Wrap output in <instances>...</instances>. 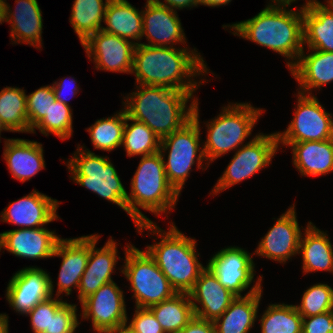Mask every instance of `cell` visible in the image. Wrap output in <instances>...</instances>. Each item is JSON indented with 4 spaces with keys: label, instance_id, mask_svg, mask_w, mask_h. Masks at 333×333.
I'll list each match as a JSON object with an SVG mask.
<instances>
[{
    "label": "cell",
    "instance_id": "obj_1",
    "mask_svg": "<svg viewBox=\"0 0 333 333\" xmlns=\"http://www.w3.org/2000/svg\"><path fill=\"white\" fill-rule=\"evenodd\" d=\"M204 62L195 48L138 44L134 48L132 74L136 84L196 91L205 81L201 78L197 82L193 77L209 73Z\"/></svg>",
    "mask_w": 333,
    "mask_h": 333
},
{
    "label": "cell",
    "instance_id": "obj_2",
    "mask_svg": "<svg viewBox=\"0 0 333 333\" xmlns=\"http://www.w3.org/2000/svg\"><path fill=\"white\" fill-rule=\"evenodd\" d=\"M251 19L232 25L233 35L250 40L262 47L269 48L288 59L290 69L304 50L303 44V7L297 11L286 9L289 5L274 0Z\"/></svg>",
    "mask_w": 333,
    "mask_h": 333
},
{
    "label": "cell",
    "instance_id": "obj_3",
    "mask_svg": "<svg viewBox=\"0 0 333 333\" xmlns=\"http://www.w3.org/2000/svg\"><path fill=\"white\" fill-rule=\"evenodd\" d=\"M137 85V91L124 98V109L130 118L146 124L160 140L192 119L198 99L193 95L196 91ZM189 99L192 102L188 107Z\"/></svg>",
    "mask_w": 333,
    "mask_h": 333
},
{
    "label": "cell",
    "instance_id": "obj_4",
    "mask_svg": "<svg viewBox=\"0 0 333 333\" xmlns=\"http://www.w3.org/2000/svg\"><path fill=\"white\" fill-rule=\"evenodd\" d=\"M136 227L139 234L149 230L151 235L159 236L161 240L154 245H147L145 251L167 277L173 289L177 293L188 294L207 267L198 260L200 253L196 252V239L185 236L174 222L167 232L154 222L138 224Z\"/></svg>",
    "mask_w": 333,
    "mask_h": 333
},
{
    "label": "cell",
    "instance_id": "obj_5",
    "mask_svg": "<svg viewBox=\"0 0 333 333\" xmlns=\"http://www.w3.org/2000/svg\"><path fill=\"white\" fill-rule=\"evenodd\" d=\"M130 185L126 213L132 218L135 226L153 222L139 207L158 217L161 213H170L177 204L179 194L168 182L163 157L159 151L141 157Z\"/></svg>",
    "mask_w": 333,
    "mask_h": 333
},
{
    "label": "cell",
    "instance_id": "obj_6",
    "mask_svg": "<svg viewBox=\"0 0 333 333\" xmlns=\"http://www.w3.org/2000/svg\"><path fill=\"white\" fill-rule=\"evenodd\" d=\"M262 113V109L253 107L250 102L222 107L220 114L206 123L207 138L202 149L207 167L215 159L241 147Z\"/></svg>",
    "mask_w": 333,
    "mask_h": 333
},
{
    "label": "cell",
    "instance_id": "obj_7",
    "mask_svg": "<svg viewBox=\"0 0 333 333\" xmlns=\"http://www.w3.org/2000/svg\"><path fill=\"white\" fill-rule=\"evenodd\" d=\"M198 105L197 99L192 119L180 129L161 139L160 142L159 152L163 157L168 182L179 195H181V190L196 161L198 169H207V167H202V163L206 159L203 149L200 148L201 133ZM166 151H168L167 161L164 158Z\"/></svg>",
    "mask_w": 333,
    "mask_h": 333
},
{
    "label": "cell",
    "instance_id": "obj_8",
    "mask_svg": "<svg viewBox=\"0 0 333 333\" xmlns=\"http://www.w3.org/2000/svg\"><path fill=\"white\" fill-rule=\"evenodd\" d=\"M77 146V152L66 164L71 173L70 179L126 212L128 193L111 160L96 155L85 146Z\"/></svg>",
    "mask_w": 333,
    "mask_h": 333
},
{
    "label": "cell",
    "instance_id": "obj_9",
    "mask_svg": "<svg viewBox=\"0 0 333 333\" xmlns=\"http://www.w3.org/2000/svg\"><path fill=\"white\" fill-rule=\"evenodd\" d=\"M121 272L130 282L136 307L149 308L171 298L177 292L145 250L126 245Z\"/></svg>",
    "mask_w": 333,
    "mask_h": 333
},
{
    "label": "cell",
    "instance_id": "obj_10",
    "mask_svg": "<svg viewBox=\"0 0 333 333\" xmlns=\"http://www.w3.org/2000/svg\"><path fill=\"white\" fill-rule=\"evenodd\" d=\"M253 137L236 150L210 195H217L270 165L279 148L277 134L259 133Z\"/></svg>",
    "mask_w": 333,
    "mask_h": 333
},
{
    "label": "cell",
    "instance_id": "obj_11",
    "mask_svg": "<svg viewBox=\"0 0 333 333\" xmlns=\"http://www.w3.org/2000/svg\"><path fill=\"white\" fill-rule=\"evenodd\" d=\"M294 117L284 132H276L278 145L331 139L332 114L325 111L317 96L298 92Z\"/></svg>",
    "mask_w": 333,
    "mask_h": 333
},
{
    "label": "cell",
    "instance_id": "obj_12",
    "mask_svg": "<svg viewBox=\"0 0 333 333\" xmlns=\"http://www.w3.org/2000/svg\"><path fill=\"white\" fill-rule=\"evenodd\" d=\"M124 291L113 281L101 286L81 302L84 319L91 320L96 333H106L128 323Z\"/></svg>",
    "mask_w": 333,
    "mask_h": 333
},
{
    "label": "cell",
    "instance_id": "obj_13",
    "mask_svg": "<svg viewBox=\"0 0 333 333\" xmlns=\"http://www.w3.org/2000/svg\"><path fill=\"white\" fill-rule=\"evenodd\" d=\"M207 268L216 276L219 283L236 296L247 290L251 283H261L263 276H256L251 254L240 247H226L208 260Z\"/></svg>",
    "mask_w": 333,
    "mask_h": 333
},
{
    "label": "cell",
    "instance_id": "obj_14",
    "mask_svg": "<svg viewBox=\"0 0 333 333\" xmlns=\"http://www.w3.org/2000/svg\"><path fill=\"white\" fill-rule=\"evenodd\" d=\"M53 285L49 273L36 266H29L13 274L5 297L13 310L24 315L54 295Z\"/></svg>",
    "mask_w": 333,
    "mask_h": 333
},
{
    "label": "cell",
    "instance_id": "obj_15",
    "mask_svg": "<svg viewBox=\"0 0 333 333\" xmlns=\"http://www.w3.org/2000/svg\"><path fill=\"white\" fill-rule=\"evenodd\" d=\"M81 45L97 70L132 73L135 48L132 41L99 30Z\"/></svg>",
    "mask_w": 333,
    "mask_h": 333
},
{
    "label": "cell",
    "instance_id": "obj_16",
    "mask_svg": "<svg viewBox=\"0 0 333 333\" xmlns=\"http://www.w3.org/2000/svg\"><path fill=\"white\" fill-rule=\"evenodd\" d=\"M277 218L272 228L259 241L254 254L279 263H286L292 256L299 254L302 236L298 224L295 204Z\"/></svg>",
    "mask_w": 333,
    "mask_h": 333
},
{
    "label": "cell",
    "instance_id": "obj_17",
    "mask_svg": "<svg viewBox=\"0 0 333 333\" xmlns=\"http://www.w3.org/2000/svg\"><path fill=\"white\" fill-rule=\"evenodd\" d=\"M61 202L56 199L33 191L13 202L2 211V222L18 225L20 229L41 228L58 219L57 210Z\"/></svg>",
    "mask_w": 333,
    "mask_h": 333
},
{
    "label": "cell",
    "instance_id": "obj_18",
    "mask_svg": "<svg viewBox=\"0 0 333 333\" xmlns=\"http://www.w3.org/2000/svg\"><path fill=\"white\" fill-rule=\"evenodd\" d=\"M142 21V37L146 38L148 44H140L175 47L177 43L184 45L187 42L177 11L155 0H147L142 10Z\"/></svg>",
    "mask_w": 333,
    "mask_h": 333
},
{
    "label": "cell",
    "instance_id": "obj_19",
    "mask_svg": "<svg viewBox=\"0 0 333 333\" xmlns=\"http://www.w3.org/2000/svg\"><path fill=\"white\" fill-rule=\"evenodd\" d=\"M100 235H90V255L86 269L78 286V299L81 303L89 295L95 293L101 286L113 282L112 273L118 259L117 243L110 237L103 247H96Z\"/></svg>",
    "mask_w": 333,
    "mask_h": 333
},
{
    "label": "cell",
    "instance_id": "obj_20",
    "mask_svg": "<svg viewBox=\"0 0 333 333\" xmlns=\"http://www.w3.org/2000/svg\"><path fill=\"white\" fill-rule=\"evenodd\" d=\"M61 237L46 227L34 229H13L0 233V250L20 258L46 259L53 257Z\"/></svg>",
    "mask_w": 333,
    "mask_h": 333
},
{
    "label": "cell",
    "instance_id": "obj_21",
    "mask_svg": "<svg viewBox=\"0 0 333 333\" xmlns=\"http://www.w3.org/2000/svg\"><path fill=\"white\" fill-rule=\"evenodd\" d=\"M89 255L90 235L59 240L53 254V257H62L56 297H59L63 292L67 296L70 295L74 287L78 290Z\"/></svg>",
    "mask_w": 333,
    "mask_h": 333
},
{
    "label": "cell",
    "instance_id": "obj_22",
    "mask_svg": "<svg viewBox=\"0 0 333 333\" xmlns=\"http://www.w3.org/2000/svg\"><path fill=\"white\" fill-rule=\"evenodd\" d=\"M188 294L195 316L210 321L220 317L237 297L223 287L207 267L200 273ZM198 303L201 307L198 306Z\"/></svg>",
    "mask_w": 333,
    "mask_h": 333
},
{
    "label": "cell",
    "instance_id": "obj_23",
    "mask_svg": "<svg viewBox=\"0 0 333 333\" xmlns=\"http://www.w3.org/2000/svg\"><path fill=\"white\" fill-rule=\"evenodd\" d=\"M262 292L261 283H255L244 296H237L213 321L215 333H249L258 318Z\"/></svg>",
    "mask_w": 333,
    "mask_h": 333
},
{
    "label": "cell",
    "instance_id": "obj_24",
    "mask_svg": "<svg viewBox=\"0 0 333 333\" xmlns=\"http://www.w3.org/2000/svg\"><path fill=\"white\" fill-rule=\"evenodd\" d=\"M308 51L310 53L305 55L303 50L297 62L289 70L299 83L298 92L313 95L312 90H320L327 83L333 82V52L315 49Z\"/></svg>",
    "mask_w": 333,
    "mask_h": 333
},
{
    "label": "cell",
    "instance_id": "obj_25",
    "mask_svg": "<svg viewBox=\"0 0 333 333\" xmlns=\"http://www.w3.org/2000/svg\"><path fill=\"white\" fill-rule=\"evenodd\" d=\"M4 142L3 158L13 179L24 183L46 167L41 143L19 138Z\"/></svg>",
    "mask_w": 333,
    "mask_h": 333
},
{
    "label": "cell",
    "instance_id": "obj_26",
    "mask_svg": "<svg viewBox=\"0 0 333 333\" xmlns=\"http://www.w3.org/2000/svg\"><path fill=\"white\" fill-rule=\"evenodd\" d=\"M15 9L6 5L7 22L11 27V40L13 43L29 44L35 48L42 47V11L37 0H15ZM41 46V47H40Z\"/></svg>",
    "mask_w": 333,
    "mask_h": 333
},
{
    "label": "cell",
    "instance_id": "obj_27",
    "mask_svg": "<svg viewBox=\"0 0 333 333\" xmlns=\"http://www.w3.org/2000/svg\"><path fill=\"white\" fill-rule=\"evenodd\" d=\"M303 44L308 49L333 52V2L303 8Z\"/></svg>",
    "mask_w": 333,
    "mask_h": 333
},
{
    "label": "cell",
    "instance_id": "obj_28",
    "mask_svg": "<svg viewBox=\"0 0 333 333\" xmlns=\"http://www.w3.org/2000/svg\"><path fill=\"white\" fill-rule=\"evenodd\" d=\"M293 165L302 176H320L333 172V140L303 141L289 145Z\"/></svg>",
    "mask_w": 333,
    "mask_h": 333
},
{
    "label": "cell",
    "instance_id": "obj_29",
    "mask_svg": "<svg viewBox=\"0 0 333 333\" xmlns=\"http://www.w3.org/2000/svg\"><path fill=\"white\" fill-rule=\"evenodd\" d=\"M304 230L299 244L303 273L316 271L333 273V244L327 233L318 229L312 222H308Z\"/></svg>",
    "mask_w": 333,
    "mask_h": 333
},
{
    "label": "cell",
    "instance_id": "obj_30",
    "mask_svg": "<svg viewBox=\"0 0 333 333\" xmlns=\"http://www.w3.org/2000/svg\"><path fill=\"white\" fill-rule=\"evenodd\" d=\"M104 23L106 27H102L101 30L128 41L132 40L135 45L140 44L138 40L143 39L142 10L139 11L127 0H110L106 7Z\"/></svg>",
    "mask_w": 333,
    "mask_h": 333
},
{
    "label": "cell",
    "instance_id": "obj_31",
    "mask_svg": "<svg viewBox=\"0 0 333 333\" xmlns=\"http://www.w3.org/2000/svg\"><path fill=\"white\" fill-rule=\"evenodd\" d=\"M149 309L165 333L180 332L195 316L189 294L176 293Z\"/></svg>",
    "mask_w": 333,
    "mask_h": 333
},
{
    "label": "cell",
    "instance_id": "obj_32",
    "mask_svg": "<svg viewBox=\"0 0 333 333\" xmlns=\"http://www.w3.org/2000/svg\"><path fill=\"white\" fill-rule=\"evenodd\" d=\"M109 1L105 0L104 3L103 0H74L69 22L81 44L92 34L102 29L101 22H104Z\"/></svg>",
    "mask_w": 333,
    "mask_h": 333
},
{
    "label": "cell",
    "instance_id": "obj_33",
    "mask_svg": "<svg viewBox=\"0 0 333 333\" xmlns=\"http://www.w3.org/2000/svg\"><path fill=\"white\" fill-rule=\"evenodd\" d=\"M0 118L9 132L31 133L25 90L6 86L0 91Z\"/></svg>",
    "mask_w": 333,
    "mask_h": 333
},
{
    "label": "cell",
    "instance_id": "obj_34",
    "mask_svg": "<svg viewBox=\"0 0 333 333\" xmlns=\"http://www.w3.org/2000/svg\"><path fill=\"white\" fill-rule=\"evenodd\" d=\"M129 121L132 123L128 124ZM161 140L143 122L130 118L126 113L122 146L127 157L146 156L159 151Z\"/></svg>",
    "mask_w": 333,
    "mask_h": 333
},
{
    "label": "cell",
    "instance_id": "obj_35",
    "mask_svg": "<svg viewBox=\"0 0 333 333\" xmlns=\"http://www.w3.org/2000/svg\"><path fill=\"white\" fill-rule=\"evenodd\" d=\"M126 123V111L124 108L111 117L97 120L86 130L90 134L94 148L111 152L122 146L123 130Z\"/></svg>",
    "mask_w": 333,
    "mask_h": 333
},
{
    "label": "cell",
    "instance_id": "obj_36",
    "mask_svg": "<svg viewBox=\"0 0 333 333\" xmlns=\"http://www.w3.org/2000/svg\"><path fill=\"white\" fill-rule=\"evenodd\" d=\"M259 321L261 333H302V316L292 304H269Z\"/></svg>",
    "mask_w": 333,
    "mask_h": 333
},
{
    "label": "cell",
    "instance_id": "obj_37",
    "mask_svg": "<svg viewBox=\"0 0 333 333\" xmlns=\"http://www.w3.org/2000/svg\"><path fill=\"white\" fill-rule=\"evenodd\" d=\"M72 114L70 106L56 100L52 103L47 115L31 130V133H36L37 128L45 136L51 133L62 141L69 139L73 135Z\"/></svg>",
    "mask_w": 333,
    "mask_h": 333
},
{
    "label": "cell",
    "instance_id": "obj_38",
    "mask_svg": "<svg viewBox=\"0 0 333 333\" xmlns=\"http://www.w3.org/2000/svg\"><path fill=\"white\" fill-rule=\"evenodd\" d=\"M295 306L302 317L332 311L333 288L325 283L314 284L305 290L301 298V303Z\"/></svg>",
    "mask_w": 333,
    "mask_h": 333
},
{
    "label": "cell",
    "instance_id": "obj_39",
    "mask_svg": "<svg viewBox=\"0 0 333 333\" xmlns=\"http://www.w3.org/2000/svg\"><path fill=\"white\" fill-rule=\"evenodd\" d=\"M55 101L52 85L42 86L31 94H26L28 124L31 130L47 115Z\"/></svg>",
    "mask_w": 333,
    "mask_h": 333
},
{
    "label": "cell",
    "instance_id": "obj_40",
    "mask_svg": "<svg viewBox=\"0 0 333 333\" xmlns=\"http://www.w3.org/2000/svg\"><path fill=\"white\" fill-rule=\"evenodd\" d=\"M51 296L49 299L38 303L26 316L30 317L33 333H50L51 315L55 313L67 302L63 297ZM62 299V300H61Z\"/></svg>",
    "mask_w": 333,
    "mask_h": 333
},
{
    "label": "cell",
    "instance_id": "obj_41",
    "mask_svg": "<svg viewBox=\"0 0 333 333\" xmlns=\"http://www.w3.org/2000/svg\"><path fill=\"white\" fill-rule=\"evenodd\" d=\"M79 324L77 305L66 302L55 315H51L50 333H75Z\"/></svg>",
    "mask_w": 333,
    "mask_h": 333
},
{
    "label": "cell",
    "instance_id": "obj_42",
    "mask_svg": "<svg viewBox=\"0 0 333 333\" xmlns=\"http://www.w3.org/2000/svg\"><path fill=\"white\" fill-rule=\"evenodd\" d=\"M135 333H165L149 308H135V314L127 325Z\"/></svg>",
    "mask_w": 333,
    "mask_h": 333
},
{
    "label": "cell",
    "instance_id": "obj_43",
    "mask_svg": "<svg viewBox=\"0 0 333 333\" xmlns=\"http://www.w3.org/2000/svg\"><path fill=\"white\" fill-rule=\"evenodd\" d=\"M302 333H333V310L302 317Z\"/></svg>",
    "mask_w": 333,
    "mask_h": 333
},
{
    "label": "cell",
    "instance_id": "obj_44",
    "mask_svg": "<svg viewBox=\"0 0 333 333\" xmlns=\"http://www.w3.org/2000/svg\"><path fill=\"white\" fill-rule=\"evenodd\" d=\"M76 83L77 82L74 80V78H68V80H67L65 77H63L62 80L60 79L59 82L55 81L52 84V88L54 90L56 100L60 101L61 103H64L65 105L70 106L67 101V97H65L66 93L64 94V91H66V89H69L67 92H69L71 96L76 95L77 93H79L78 91L80 89L79 85L77 87ZM73 84H74V86H73Z\"/></svg>",
    "mask_w": 333,
    "mask_h": 333
},
{
    "label": "cell",
    "instance_id": "obj_45",
    "mask_svg": "<svg viewBox=\"0 0 333 333\" xmlns=\"http://www.w3.org/2000/svg\"><path fill=\"white\" fill-rule=\"evenodd\" d=\"M178 333H215L213 321L194 318Z\"/></svg>",
    "mask_w": 333,
    "mask_h": 333
},
{
    "label": "cell",
    "instance_id": "obj_46",
    "mask_svg": "<svg viewBox=\"0 0 333 333\" xmlns=\"http://www.w3.org/2000/svg\"><path fill=\"white\" fill-rule=\"evenodd\" d=\"M157 2H159L160 4H163L169 8H172L173 10H177V9H183V8H193V7H197L198 5H200V0H155ZM165 2V3H163Z\"/></svg>",
    "mask_w": 333,
    "mask_h": 333
},
{
    "label": "cell",
    "instance_id": "obj_47",
    "mask_svg": "<svg viewBox=\"0 0 333 333\" xmlns=\"http://www.w3.org/2000/svg\"><path fill=\"white\" fill-rule=\"evenodd\" d=\"M278 3H281V4H285V5H291L292 3L298 1V0H274ZM333 2V0H327L326 3H331ZM315 4H322L320 1L318 0H306V3H304V5H302L303 8H306L310 5H315Z\"/></svg>",
    "mask_w": 333,
    "mask_h": 333
},
{
    "label": "cell",
    "instance_id": "obj_48",
    "mask_svg": "<svg viewBox=\"0 0 333 333\" xmlns=\"http://www.w3.org/2000/svg\"><path fill=\"white\" fill-rule=\"evenodd\" d=\"M232 0H200V5L209 7H218L229 4Z\"/></svg>",
    "mask_w": 333,
    "mask_h": 333
},
{
    "label": "cell",
    "instance_id": "obj_49",
    "mask_svg": "<svg viewBox=\"0 0 333 333\" xmlns=\"http://www.w3.org/2000/svg\"><path fill=\"white\" fill-rule=\"evenodd\" d=\"M8 317L5 313L0 314V333H9Z\"/></svg>",
    "mask_w": 333,
    "mask_h": 333
},
{
    "label": "cell",
    "instance_id": "obj_50",
    "mask_svg": "<svg viewBox=\"0 0 333 333\" xmlns=\"http://www.w3.org/2000/svg\"><path fill=\"white\" fill-rule=\"evenodd\" d=\"M106 333H135V332L126 324L118 327L117 329L108 331Z\"/></svg>",
    "mask_w": 333,
    "mask_h": 333
},
{
    "label": "cell",
    "instance_id": "obj_51",
    "mask_svg": "<svg viewBox=\"0 0 333 333\" xmlns=\"http://www.w3.org/2000/svg\"><path fill=\"white\" fill-rule=\"evenodd\" d=\"M7 22L6 5L0 4V24Z\"/></svg>",
    "mask_w": 333,
    "mask_h": 333
},
{
    "label": "cell",
    "instance_id": "obj_52",
    "mask_svg": "<svg viewBox=\"0 0 333 333\" xmlns=\"http://www.w3.org/2000/svg\"><path fill=\"white\" fill-rule=\"evenodd\" d=\"M2 131H9V130L5 127V125L2 123L1 118H0V135H1ZM0 138H1V136H0ZM0 142H1V139H0Z\"/></svg>",
    "mask_w": 333,
    "mask_h": 333
},
{
    "label": "cell",
    "instance_id": "obj_53",
    "mask_svg": "<svg viewBox=\"0 0 333 333\" xmlns=\"http://www.w3.org/2000/svg\"><path fill=\"white\" fill-rule=\"evenodd\" d=\"M331 139L333 140V118L331 119Z\"/></svg>",
    "mask_w": 333,
    "mask_h": 333
},
{
    "label": "cell",
    "instance_id": "obj_54",
    "mask_svg": "<svg viewBox=\"0 0 333 333\" xmlns=\"http://www.w3.org/2000/svg\"><path fill=\"white\" fill-rule=\"evenodd\" d=\"M6 0H0V4H5Z\"/></svg>",
    "mask_w": 333,
    "mask_h": 333
}]
</instances>
